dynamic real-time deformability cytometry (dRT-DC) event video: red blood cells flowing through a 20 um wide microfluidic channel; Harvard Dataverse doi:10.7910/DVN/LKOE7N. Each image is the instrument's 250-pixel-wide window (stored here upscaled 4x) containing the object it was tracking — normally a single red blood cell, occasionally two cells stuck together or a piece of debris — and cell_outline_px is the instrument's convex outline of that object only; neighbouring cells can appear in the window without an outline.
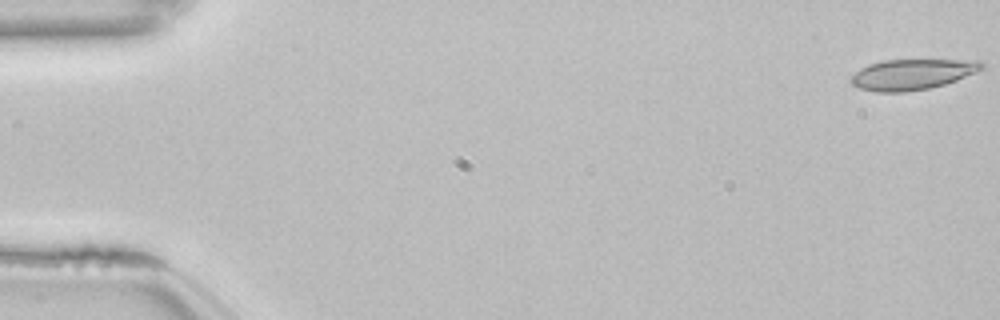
{"species": "common noctule bat (a hibernating species)", "species_latin": "Nyctalus noctula", "temperature_condition": "room temperature", "stored_images_in_passage": 54, "camera_frame_rate_fps": 3000, "um_per_image_px": 0.085, "animal": {"sex": "female", "body_mass_g": 22.7, "forearm_length_mm": 54.2}, "frame": {"image": 1, "passage_image": 1, "time_ms": 0.0, "image_size_px": [1000, 320], "cell_outline_px": [[984, 68], [976, 72], [956, 80], [944, 84], [928, 88], [904, 92], [876, 92], [860, 88], [852, 84], [848, 80], [848, 76], [860, 68], [868, 64], [884, 60], [984, 60]], "centroid_in_image_um": [77.5, 6.31], "position_along_channel_um": 7.5, "area_um2": 23.47}}
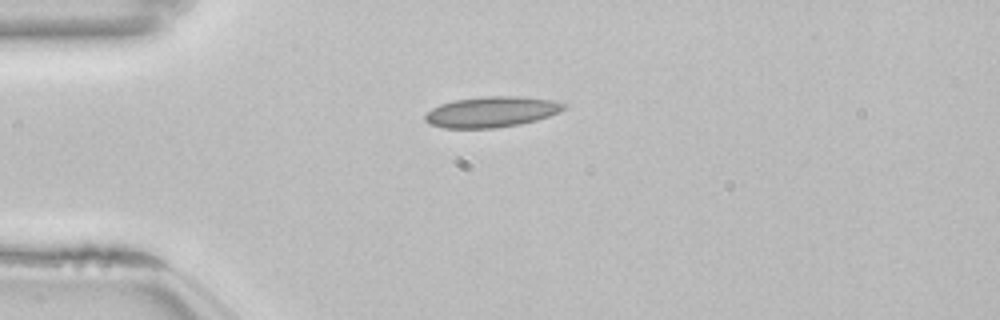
{"frame": {"image": 2, "passage_image": 14, "time_ms": 4.333, "image_size_px": [1000, 320], "cell_outline_px": [[564, 108], [560, 112], [536, 120], [520, 124], [496, 128], [444, 128], [428, 124], [424, 120], [424, 116], [432, 108], [440, 104], [452, 100], [484, 96], [520, 96], [552, 100], [564, 104]], "centroid_in_image_um": [41.73, 9.51], "position_along_channel_um": 43.3, "area_um2": 24.85}}
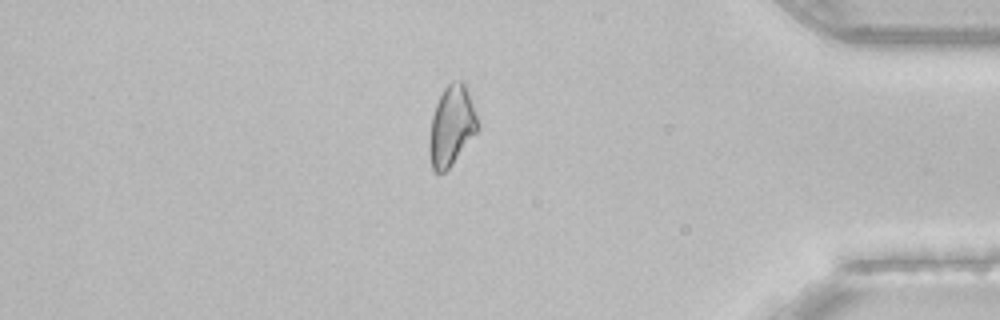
{"frame": {"image": 3, "passage_image": 46, "time_ms": 15.0, "image_size_px": [1000, 320], "cell_outline_px": [[480, 128], [452, 164], [444, 172], [436, 172], [432, 168], [428, 152], [428, 144], [432, 116], [436, 104], [444, 88], [452, 80], [464, 80], [476, 112], [480, 124]], "centroid_in_image_um": [38.39, 10.67], "position_along_channel_um": 396.8, "area_um2": 22.72}, "authors_computed_cell_mechanics": {"area_um2": 23.2067, "velocity_mm_per_s": 3.8507, "shape_relaxation_time_tau1_ms": null, "shape_relaxation_time_tau2_ms": 4.4776, "deformation_change_tau1": null, "deformation_change_tau2": 0.1008}}